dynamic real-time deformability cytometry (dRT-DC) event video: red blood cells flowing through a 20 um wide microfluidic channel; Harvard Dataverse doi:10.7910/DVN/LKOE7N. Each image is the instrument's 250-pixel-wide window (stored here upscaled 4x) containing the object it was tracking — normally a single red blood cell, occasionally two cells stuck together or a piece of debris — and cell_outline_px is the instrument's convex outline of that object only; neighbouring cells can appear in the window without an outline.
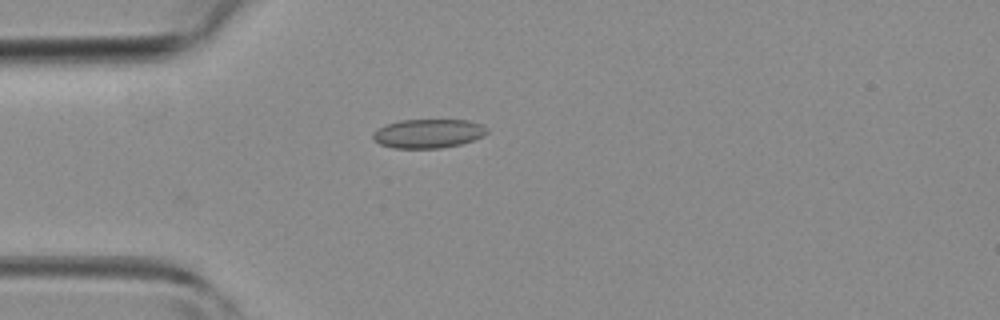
{"species": "common noctule bat (a hibernating species)", "species_latin": "Nyctalus noctula", "temperature_condition": "room temperature", "stored_images_in_passage": 2, "camera_frame_rate_fps": 3000, "um_per_image_px": 0.085, "animal": {"sex": "female", "body_mass_g": 19.3, "forearm_length_mm": 54.1}, "frame": {"image": 1, "passage_image": 2, "time_ms": 1.0, "image_size_px": [1000, 320], "cell_outline_px": [[488, 132], [484, 136], [460, 144], [440, 148], [392, 148], [380, 144], [372, 136], [372, 132], [376, 128], [400, 120], [468, 120], [484, 124], [488, 128]], "centroid_in_image_um": [36.42, 11.34], "position_along_channel_um": 48.6, "area_um2": 19.36}}